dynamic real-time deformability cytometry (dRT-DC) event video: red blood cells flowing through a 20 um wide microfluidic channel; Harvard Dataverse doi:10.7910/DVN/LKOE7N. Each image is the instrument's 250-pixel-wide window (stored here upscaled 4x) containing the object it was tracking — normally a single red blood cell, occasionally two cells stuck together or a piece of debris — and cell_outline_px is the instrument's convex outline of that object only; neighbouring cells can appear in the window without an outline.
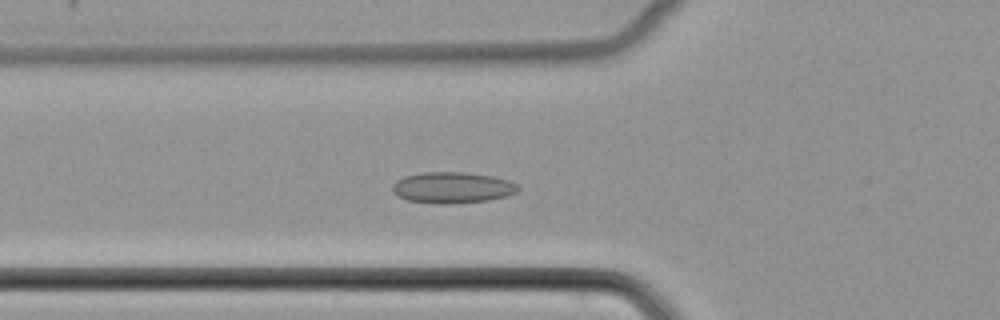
{"species": "common noctule bat (a hibernating species)", "species_latin": "Nyctalus noctula", "temperature_condition": "cold", "stored_images_in_passage": 46, "camera_frame_rate_fps": 3000, "um_per_image_px": 0.085, "animal": {"sex": "female", "body_mass_g": 22.7, "forearm_length_mm": 54.2}, "frame": {"image": 1, "passage_image": 13, "time_ms": 4.0, "image_size_px": [1000, 320], "cell_outline_px": [[520, 188], [516, 192], [508, 196], [488, 200], [448, 204], [436, 204], [408, 200], [396, 196], [392, 192], [392, 184], [396, 180], [404, 176], [420, 172], [464, 172], [492, 176], [508, 180], [516, 184]], "centroid_in_image_um": [38.41, 15.94], "position_along_channel_um": 87.4, "area_um2": 23.0}}
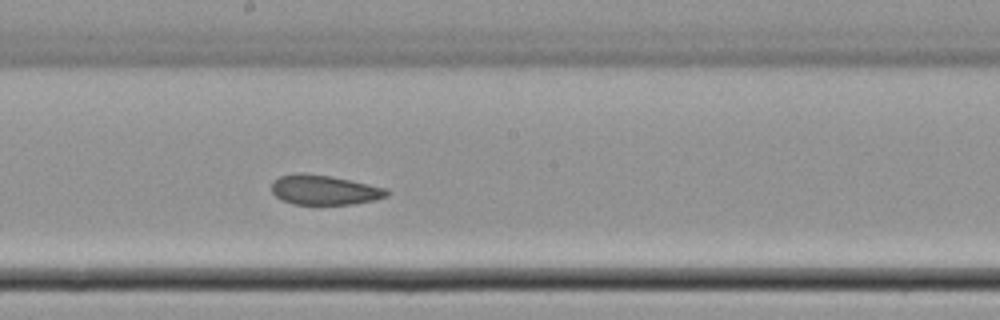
{"frame": {"image": 2, "passage_image": 23, "time_ms": 7.333, "image_size_px": [1000, 320], "cell_outline_px": [[388, 196], [376, 200], [352, 204], [292, 204], [280, 200], [272, 192], [272, 180], [280, 176], [300, 172], [332, 176], [388, 188]], "centroid_in_image_um": [27.56, 16.14], "position_along_channel_um": 220.6, "area_um2": 20.17}}
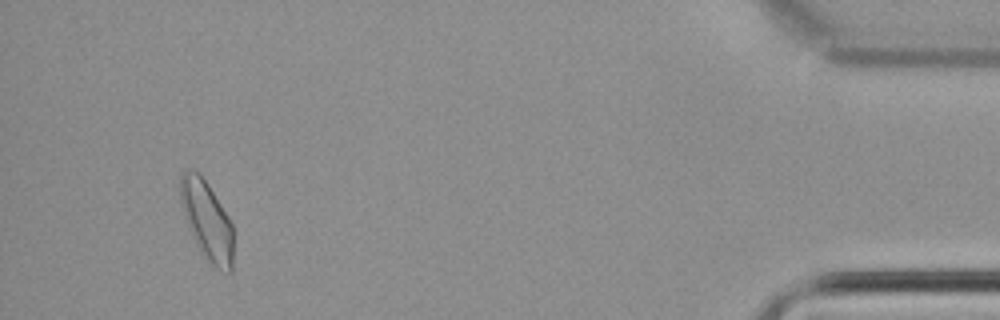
{"frame": {"image": 3, "passage_image": 43, "time_ms": 14.0, "image_size_px": [1000, 320], "cell_outline_px": [[232, 272], [220, 272], [200, 252], [188, 228], [180, 204], [180, 172], [184, 168], [196, 172], [208, 184], [228, 216], [232, 224]], "centroid_in_image_um": [17.56, 18.74], "position_along_channel_um": 417.6, "area_um2": 24.39}}